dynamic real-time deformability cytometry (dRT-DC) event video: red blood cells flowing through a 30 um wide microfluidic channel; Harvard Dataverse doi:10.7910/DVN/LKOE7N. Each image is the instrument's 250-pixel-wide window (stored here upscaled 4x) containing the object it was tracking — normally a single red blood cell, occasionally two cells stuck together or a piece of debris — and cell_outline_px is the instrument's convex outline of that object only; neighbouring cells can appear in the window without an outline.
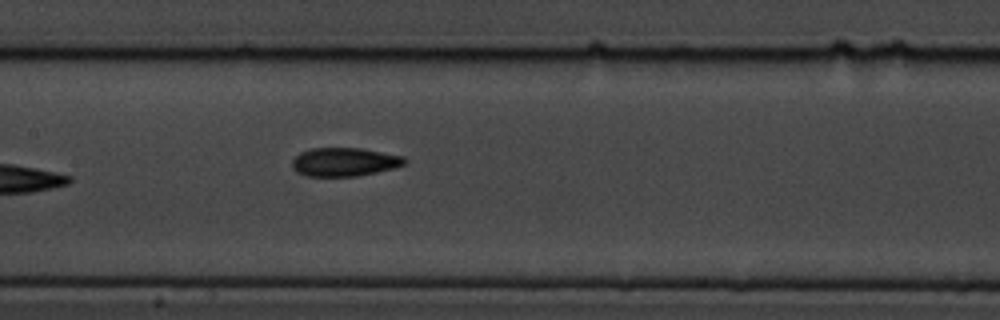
{"species": "common noctule bat (a hibernating species)", "species_latin": "Nyctalus noctula", "temperature_condition": "cold", "stored_images_in_passage": 8, "camera_frame_rate_fps": 3000, "um_per_image_px": 0.085, "animal": {"sex": "male", "body_mass_g": 19.5, "forearm_length_mm": 54.6}, "frame": {"image": 1, "passage_image": 8, "time_ms": 9.0, "image_size_px": [1000, 320], "cell_outline_px": [[408, 160], [404, 164], [392, 168], [376, 172], [356, 176], [308, 176], [296, 172], [292, 168], [292, 160], [300, 152], [312, 148], [360, 148], [404, 156]], "centroid_in_image_um": [29.25, 13.76], "position_along_channel_um": 178.1, "area_um2": 18.67}}